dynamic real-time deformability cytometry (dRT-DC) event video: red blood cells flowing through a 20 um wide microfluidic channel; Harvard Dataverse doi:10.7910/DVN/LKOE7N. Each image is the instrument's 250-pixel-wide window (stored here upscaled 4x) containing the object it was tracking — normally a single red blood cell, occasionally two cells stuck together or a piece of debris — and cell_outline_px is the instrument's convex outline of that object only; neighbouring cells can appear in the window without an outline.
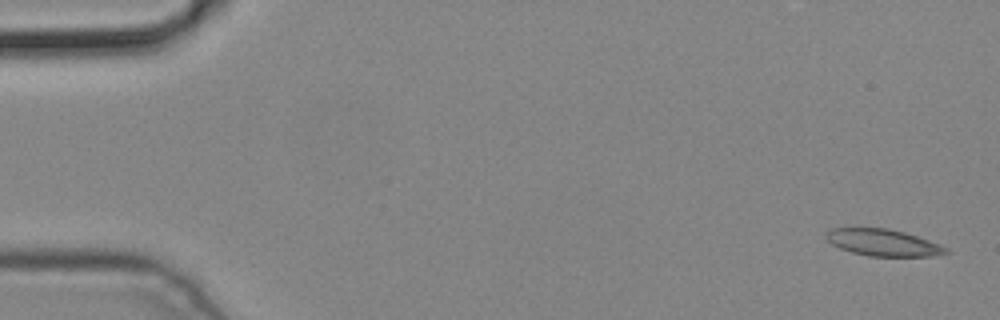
{"species": "common noctule bat (a hibernating species)", "species_latin": "Nyctalus noctula", "temperature_condition": "cold", "stored_images_in_passage": 4, "camera_frame_rate_fps": 3000, "um_per_image_px": 0.085, "animal": {"sex": "male", "body_mass_g": 19.2, "forearm_length_mm": 51.8}, "frame": {"image": 1, "passage_image": 1, "time_ms": 0.0, "image_size_px": [1000, 320], "cell_outline_px": [[952, 252], [932, 256], [868, 256], [852, 252], [840, 248], [832, 244], [824, 236], [824, 232], [832, 228], [888, 228], [904, 232], [940, 244], [948, 248]], "centroid_in_image_um": [75.06, 20.62], "position_along_channel_um": 9.9, "area_um2": 18.73}}